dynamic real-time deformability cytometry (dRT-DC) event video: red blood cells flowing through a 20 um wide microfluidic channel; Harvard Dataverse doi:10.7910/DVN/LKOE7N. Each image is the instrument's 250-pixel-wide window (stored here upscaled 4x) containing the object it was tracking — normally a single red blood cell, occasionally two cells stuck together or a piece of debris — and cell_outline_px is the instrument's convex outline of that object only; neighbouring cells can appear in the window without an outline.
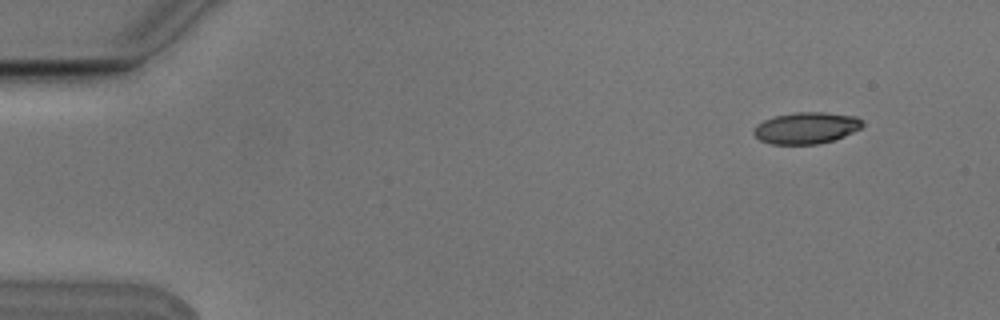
{"species": "Egyptian fruit bat (a non-hibernating species)", "species_latin": "Rousettus aegyptiacus", "temperature_condition": "cold", "stored_images_in_passage": 5, "camera_frame_rate_fps": 3000, "um_per_image_px": 0.085, "animal": {"sex": "male"}, "frame": {"image": 1, "passage_image": 2, "time_ms": 0.333, "image_size_px": [1000, 320], "cell_outline_px": [[864, 124], [860, 128], [844, 136], [832, 140], [816, 144], [768, 144], [760, 140], [752, 132], [756, 124], [764, 120], [776, 116], [796, 112], [824, 112], [856, 116]], "centroid_in_image_um": [68.5, 10.87], "position_along_channel_um": 16.5, "area_um2": 19.88}}
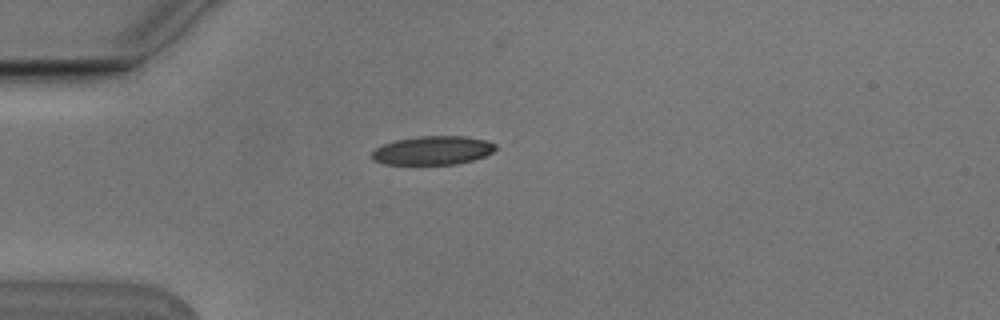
{"frame": {"image": 2, "passage_image": 5, "time_ms": 1.333, "image_size_px": [1000, 320], "cell_outline_px": [[496, 148], [492, 152], [484, 156], [472, 160], [456, 164], [384, 164], [372, 160], [368, 156], [376, 148], [384, 144], [396, 140], [416, 136], [464, 136], [488, 140], [496, 144]], "centroid_in_image_um": [36.76, 12.78], "position_along_channel_um": 48.2, "area_um2": 20.81}}